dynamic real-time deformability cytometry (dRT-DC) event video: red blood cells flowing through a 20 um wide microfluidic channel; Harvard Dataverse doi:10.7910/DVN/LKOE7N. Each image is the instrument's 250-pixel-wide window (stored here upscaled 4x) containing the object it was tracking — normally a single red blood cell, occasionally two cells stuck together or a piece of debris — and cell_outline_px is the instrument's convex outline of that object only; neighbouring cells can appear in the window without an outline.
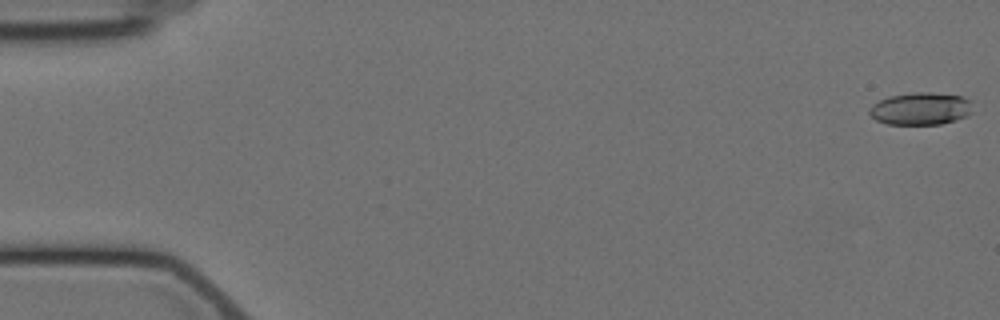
{"species": "Egyptian fruit bat (a non-hibernating species)", "species_latin": "Rousettus aegyptiacus", "temperature_condition": "cold", "stored_images_in_passage": 7, "camera_frame_rate_fps": 3000, "um_per_image_px": 0.085, "animal": {"sex": "female"}, "frame": {"image": 1, "passage_image": 1, "time_ms": 0.0, "image_size_px": [1000, 320], "cell_outline_px": [[972, 112], [968, 116], [956, 120], [940, 124], [888, 124], [876, 120], [868, 112], [868, 108], [872, 104], [888, 96], [912, 92], [928, 92], [960, 96], [972, 100]], "centroid_in_image_um": [78.26, 9.23], "position_along_channel_um": 6.7, "area_um2": 19.71}}
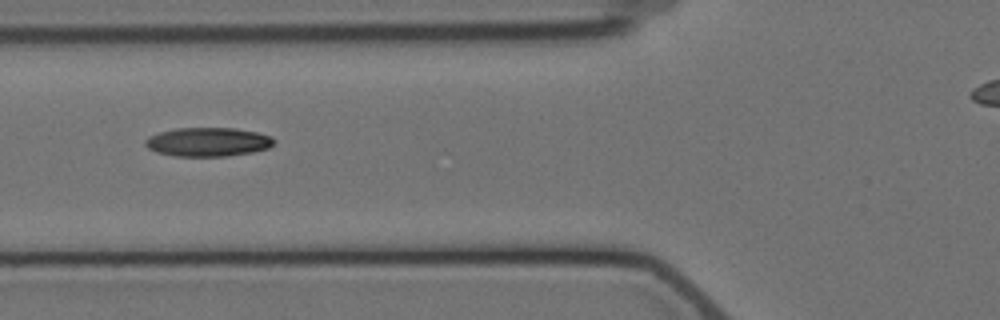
{"frame": {"image": 2, "passage_image": 7, "time_ms": 7.0, "image_size_px": [1000, 320], "cell_outline_px": [[276, 144], [268, 148], [252, 152], [228, 156], [172, 156], [156, 152], [148, 148], [144, 144], [144, 140], [148, 136], [160, 132], [176, 128], [236, 128], [256, 132], [272, 136], [276, 140]], "centroid_in_image_um": [17.68, 12.06], "position_along_channel_um": 108.1, "area_um2": 21.91}}